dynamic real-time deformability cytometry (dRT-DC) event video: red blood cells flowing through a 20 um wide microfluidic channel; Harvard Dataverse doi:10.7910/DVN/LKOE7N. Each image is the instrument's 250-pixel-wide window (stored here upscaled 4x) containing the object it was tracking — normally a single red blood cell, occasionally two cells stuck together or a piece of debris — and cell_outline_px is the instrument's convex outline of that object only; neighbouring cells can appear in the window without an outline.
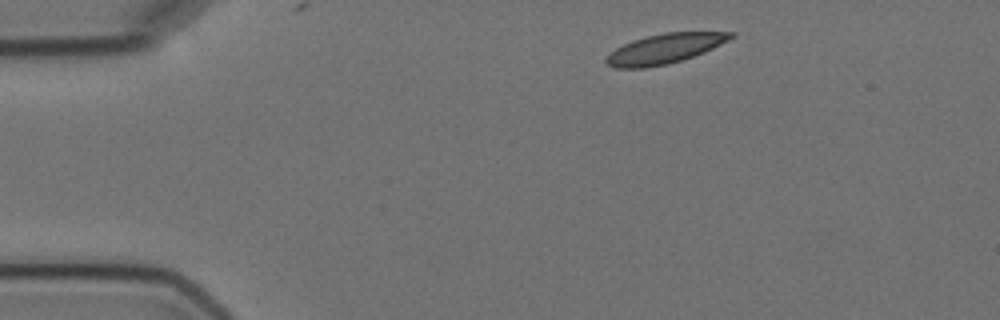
{"species": "Egyptian fruit bat (a non-hibernating species)", "species_latin": "Rousettus aegyptiacus", "temperature_condition": "cold", "stored_images_in_passage": 2, "camera_frame_rate_fps": 3000, "um_per_image_px": 0.085, "animal": {"sex": "female"}, "frame": {"image": 1, "passage_image": 1, "time_ms": 0.0, "image_size_px": [1000, 320], "cell_outline_px": [[736, 36], [704, 52], [668, 64], [644, 68], [616, 68], [608, 64], [604, 60], [616, 48], [632, 40], [664, 32], [736, 32]], "centroid_in_image_um": [56.51, 4.13], "position_along_channel_um": 28.5, "area_um2": 21.33}}